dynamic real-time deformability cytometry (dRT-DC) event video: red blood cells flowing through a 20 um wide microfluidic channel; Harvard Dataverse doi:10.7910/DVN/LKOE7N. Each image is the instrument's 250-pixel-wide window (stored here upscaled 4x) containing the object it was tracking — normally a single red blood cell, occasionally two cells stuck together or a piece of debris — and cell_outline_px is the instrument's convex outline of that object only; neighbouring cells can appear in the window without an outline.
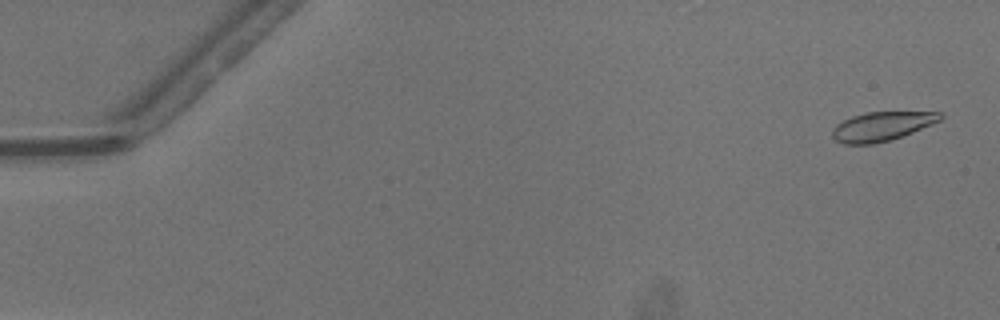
{"species": "common noctule bat (a hibernating species)", "species_latin": "Nyctalus noctula", "temperature_condition": "warm", "stored_images_in_passage": 50, "camera_frame_rate_fps": 3000, "um_per_image_px": 0.085, "animal": {"sex": "male", "body_mass_g": 13.3}, "frame": {"image": 1, "passage_image": 1, "time_ms": 0.0, "image_size_px": [1000, 320], "cell_outline_px": [[944, 116], [940, 120], [932, 124], [892, 140], [872, 144], [844, 144], [836, 140], [832, 136], [832, 128], [836, 124], [852, 116], [864, 112], [940, 112]], "centroid_in_image_um": [74.93, 10.74], "position_along_channel_um": 10.1, "area_um2": 18.26}}
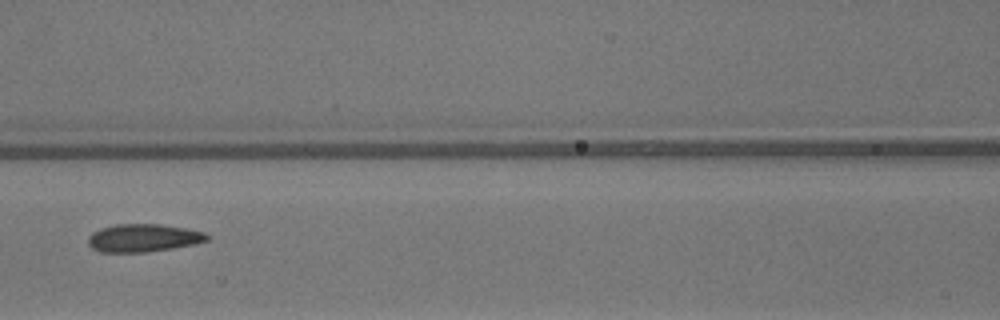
{"frame": {"image": 2, "passage_image": 23, "time_ms": 7.333, "image_size_px": [1000, 320], "cell_outline_px": [[208, 240], [196, 244], [172, 248], [144, 252], [100, 252], [92, 248], [88, 244], [88, 236], [92, 232], [100, 228], [116, 224], [160, 224], [184, 228], [204, 232], [208, 236]], "centroid_in_image_um": [12.15, 20.22], "position_along_channel_um": 154.5, "area_um2": 19.31}}
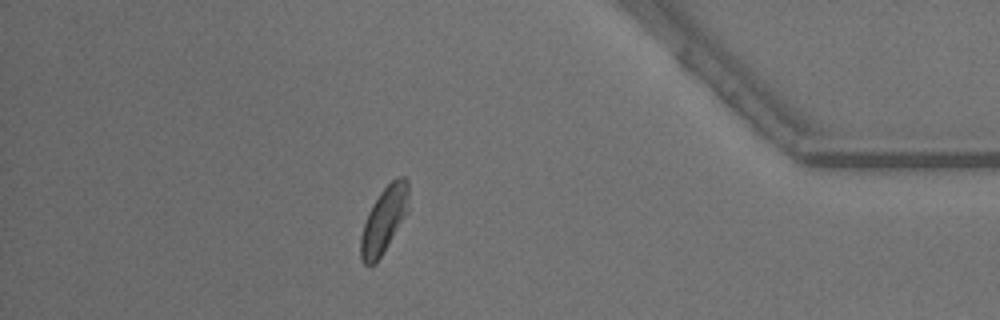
{"frame": {"image": 3, "passage_image": 44, "time_ms": 14.333, "image_size_px": [1000, 320], "cell_outline_px": [[408, 212], [376, 264], [368, 268], [364, 264], [360, 256], [360, 236], [368, 212], [372, 204], [380, 192], [392, 180], [400, 176], [404, 176], [408, 180]], "centroid_in_image_um": [32.63, 18.72], "position_along_channel_um": 402.6, "area_um2": 18.55}, "authors_computed_cell_mechanics": {"area_um2": 19.1607, "velocity_mm_per_s": 4.1158, "shape_relaxation_time_tau1_ms": 2.7735, "shape_relaxation_time_tau2_ms": 0.9818, "deformation_change_tau1": 0.1074, "deformation_change_tau2": 0.0632}}